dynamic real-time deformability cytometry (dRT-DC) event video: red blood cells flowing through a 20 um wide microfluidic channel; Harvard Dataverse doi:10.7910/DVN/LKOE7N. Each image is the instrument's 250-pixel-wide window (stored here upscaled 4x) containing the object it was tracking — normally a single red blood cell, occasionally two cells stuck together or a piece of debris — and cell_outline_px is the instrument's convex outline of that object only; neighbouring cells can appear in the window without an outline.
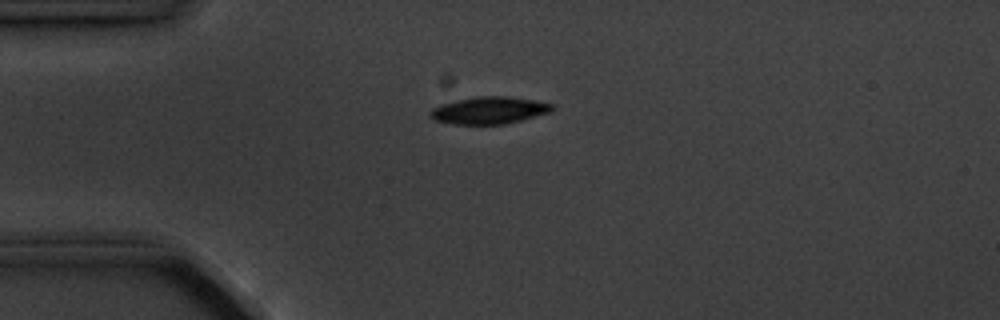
{"species": "common noctule bat (a hibernating species)", "species_latin": "Nyctalus noctula", "temperature_condition": "cold", "stored_images_in_passage": 5, "camera_frame_rate_fps": 3000, "um_per_image_px": 0.085, "animal": {"sex": "male", "body_mass_g": 20.1, "forearm_length_mm": 53.5}, "frame": {"image": 1, "passage_image": 1, "time_ms": 0.0, "image_size_px": [1000, 320], "cell_outline_px": [[556, 108], [552, 112], [504, 124], [452, 124], [432, 120], [428, 116], [428, 112], [432, 108], [440, 104], [456, 100], [476, 96], [508, 96], [556, 104]], "centroid_in_image_um": [41.56, 9.37], "position_along_channel_um": 43.4, "area_um2": 19.59}}